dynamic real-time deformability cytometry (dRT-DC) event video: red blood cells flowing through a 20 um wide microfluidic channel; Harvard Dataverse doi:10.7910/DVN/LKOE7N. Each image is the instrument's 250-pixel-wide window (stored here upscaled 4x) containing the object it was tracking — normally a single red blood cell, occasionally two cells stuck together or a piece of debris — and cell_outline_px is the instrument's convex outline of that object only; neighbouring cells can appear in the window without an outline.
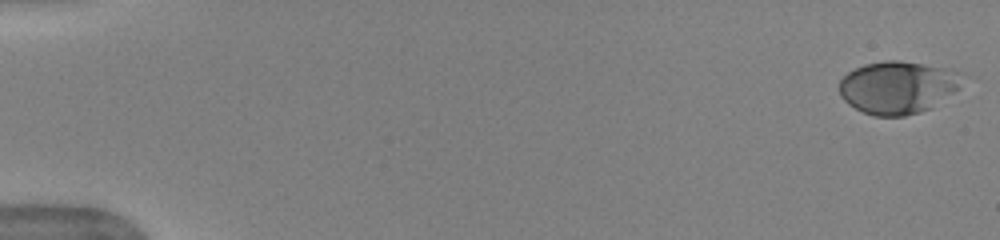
{"species": "human", "species_latin": "Homo sapiens", "temperature_condition": "warm", "stored_images_in_passage": 9, "camera_frame_rate_fps": 3000, "um_per_image_px": 0.085, "donor": {"sex": "female"}, "frame": {"image": 1, "passage_image": 1, "time_ms": 0.0, "image_size_px": [1000, 240], "cell_outline_px": [[956, 88], [952, 92], [932, 108], [920, 112], [904, 116], [872, 116], [848, 104], [840, 96], [840, 80], [848, 72], [864, 64], [884, 60], [900, 60], [944, 68], [956, 72]], "centroid_in_image_um": [76.19, 7.44], "position_along_channel_um": 8.8, "area_um2": 36.88}}